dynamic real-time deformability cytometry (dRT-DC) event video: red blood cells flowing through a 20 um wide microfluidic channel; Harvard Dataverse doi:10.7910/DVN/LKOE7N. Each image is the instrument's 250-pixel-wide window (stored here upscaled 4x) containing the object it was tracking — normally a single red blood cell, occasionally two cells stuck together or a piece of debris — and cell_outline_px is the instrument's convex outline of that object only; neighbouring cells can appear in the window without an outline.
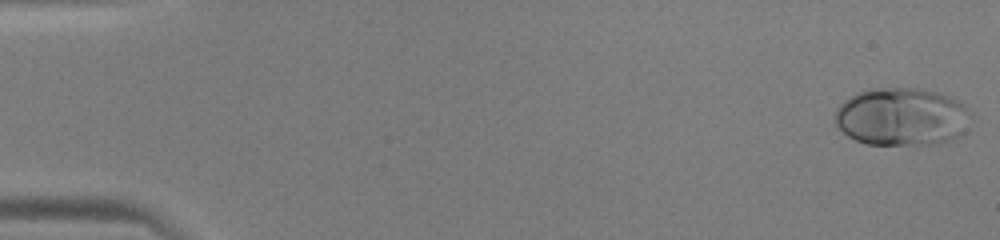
{"species": "human", "species_latin": "Homo sapiens", "temperature_condition": "warm", "stored_images_in_passage": 47, "camera_frame_rate_fps": 3000, "um_per_image_px": 0.085, "donor": {"sex": "male"}, "frame": {"image": 1, "passage_image": 1, "time_ms": 0.0, "image_size_px": [1000, 240], "cell_outline_px": [[964, 132], [960, 136], [936, 144], [868, 144], [856, 140], [848, 136], [836, 124], [836, 108], [844, 100], [868, 88], [920, 88], [940, 92], [960, 100], [964, 108]], "centroid_in_image_um": [76.59, 9.91], "position_along_channel_um": 8.4, "area_um2": 45.2}}
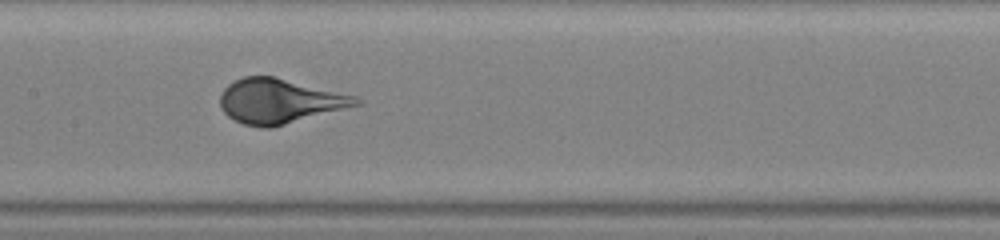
{"frame": {"image": 2, "passage_image": 24, "time_ms": 7.667, "image_size_px": [1000, 240], "cell_outline_px": [[364, 100], [360, 104], [272, 128], [260, 128], [244, 124], [228, 116], [220, 108], [220, 96], [224, 88], [228, 84], [244, 76], [272, 76], [356, 96]], "centroid_in_image_um": [23.73, 8.6], "position_along_channel_um": 183.7, "area_um2": 35.08}}
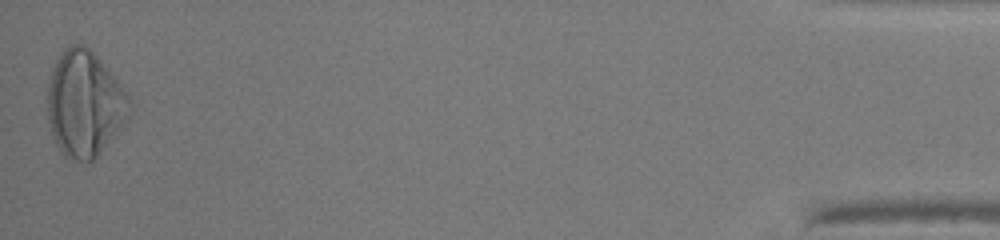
{"frame": {"image": 3, "passage_image": 47, "time_ms": 15.333, "image_size_px": [1000, 240], "cell_outline_px": [[132, 104], [128, 116], [92, 164], [76, 160], [64, 156], [56, 144], [48, 120], [48, 84], [52, 68], [60, 52], [64, 48], [72, 44], [80, 44], [88, 48], [96, 56], [132, 100]], "centroid_in_image_um": [7.16, 8.85], "position_along_channel_um": 428.0, "area_um2": 50.05}}